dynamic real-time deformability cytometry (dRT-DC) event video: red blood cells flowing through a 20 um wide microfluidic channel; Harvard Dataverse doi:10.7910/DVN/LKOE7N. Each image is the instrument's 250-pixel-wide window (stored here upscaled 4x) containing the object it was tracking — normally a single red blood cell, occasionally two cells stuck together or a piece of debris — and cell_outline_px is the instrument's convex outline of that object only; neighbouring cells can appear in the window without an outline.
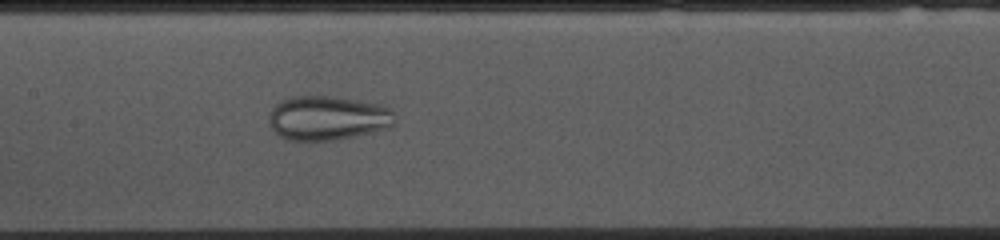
{"species": "common noctule bat (a hibernating species)", "species_latin": "Nyctalus noctula", "temperature_condition": "cold", "stored_images_in_passage": 53, "camera_frame_rate_fps": 3000, "um_per_image_px": 0.085, "animal": {"sex": "female", "body_mass_g": 10.0, "forearm_length_mm": 53.1}, "frame": {"image": 1, "passage_image": 24, "time_ms": 7.667, "image_size_px": [1000, 240], "cell_outline_px": [[396, 112], [392, 124], [388, 128], [372, 132], [336, 140], [288, 140], [280, 136], [272, 128], [268, 120], [268, 112], [280, 100], [288, 96], [332, 96], [380, 104]], "centroid_in_image_um": [27.82, 10.02], "position_along_channel_um": 179.6, "area_um2": 32.66}}
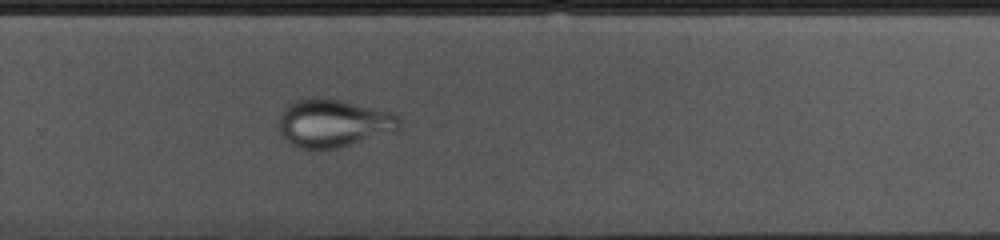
{"frame": {"image": 2, "passage_image": 34, "time_ms": 11.0, "image_size_px": [1000, 240], "cell_outline_px": [[400, 128], [396, 132], [336, 148], [300, 148], [292, 144], [284, 136], [276, 124], [280, 112], [288, 104], [296, 100], [312, 96], [320, 96], [340, 100], [392, 112], [400, 120]], "centroid_in_image_um": [28.32, 10.44], "position_along_channel_um": 301.5, "area_um2": 33.87}}
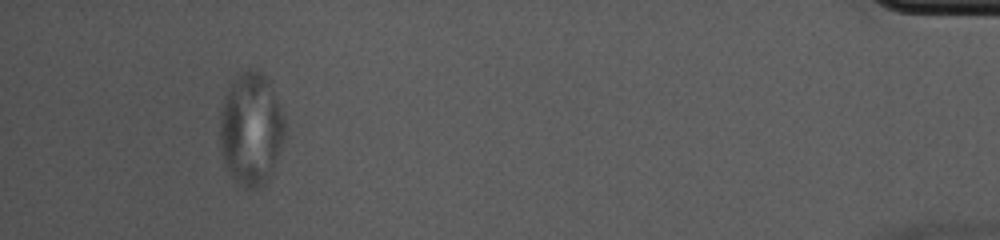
{"frame": {"image": 3, "passage_image": 49, "time_ms": 16.0, "image_size_px": [1000, 240], "cell_outline_px": [[284, 136], [272, 172], [268, 180], [256, 192], [252, 192], [240, 184], [228, 172], [220, 148], [220, 112], [224, 100], [236, 76], [240, 72], [248, 68], [256, 68], [264, 72], [272, 80], [284, 116]], "centroid_in_image_um": [21.37, 10.93], "position_along_channel_um": 413.8, "area_um2": 43.35}}